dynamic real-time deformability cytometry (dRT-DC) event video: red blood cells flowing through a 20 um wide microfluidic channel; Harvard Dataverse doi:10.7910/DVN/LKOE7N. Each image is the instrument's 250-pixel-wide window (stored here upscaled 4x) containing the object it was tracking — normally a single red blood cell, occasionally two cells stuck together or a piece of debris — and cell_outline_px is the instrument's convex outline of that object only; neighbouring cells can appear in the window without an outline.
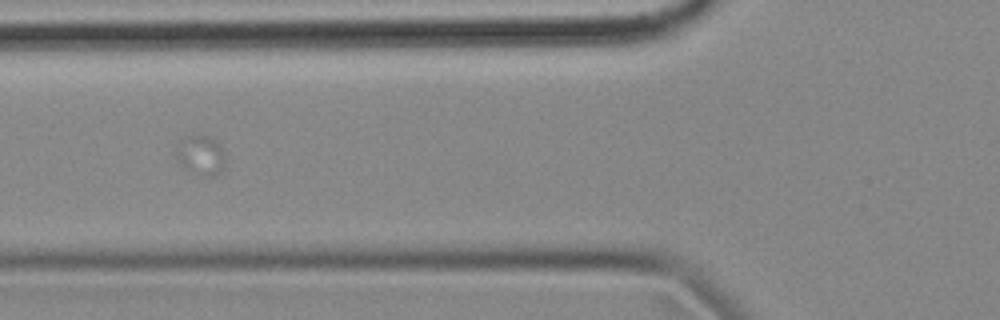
{"species": "common noctule bat (a hibernating species)", "species_latin": "Nyctalus noctula", "temperature_condition": "cold", "stored_images_in_passage": 7, "camera_frame_rate_fps": 3000, "um_per_image_px": 0.085, "animal": {"sex": "female", "body_mass_g": 18.4}, "frame": {"image": 1, "passage_image": 6, "time_ms": 1.667, "image_size_px": [1000, 320], "cell_outline_px": [[224, 172], [216, 176], [200, 176], [180, 164], [176, 156], [176, 140], [192, 132], [196, 132], [208, 136], [220, 148], [224, 156]], "centroid_in_image_um": [17.01, 13.16], "position_along_channel_um": 108.8, "area_um2": 11.73}}